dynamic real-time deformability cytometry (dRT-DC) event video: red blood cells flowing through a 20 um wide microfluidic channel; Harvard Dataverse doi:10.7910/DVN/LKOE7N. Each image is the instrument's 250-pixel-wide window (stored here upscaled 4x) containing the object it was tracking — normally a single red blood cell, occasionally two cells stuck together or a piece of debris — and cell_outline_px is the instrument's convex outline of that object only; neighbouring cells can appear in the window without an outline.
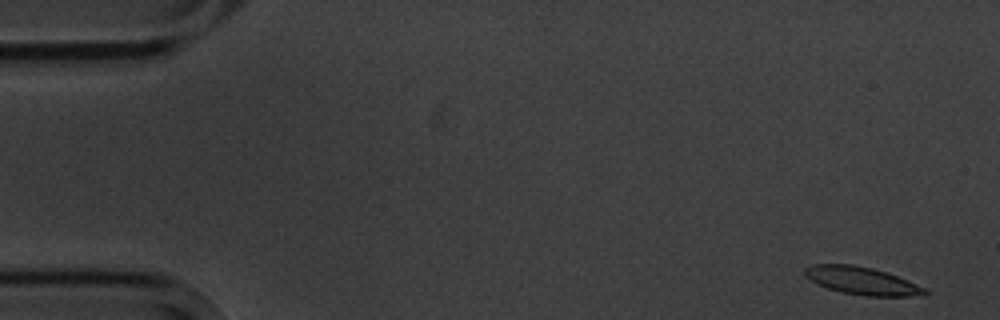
{"species": "common noctule bat (a hibernating species)", "species_latin": "Nyctalus noctula", "temperature_condition": "cold", "stored_images_in_passage": 5, "camera_frame_rate_fps": 3000, "um_per_image_px": 0.085, "animal": {"sex": "male", "body_mass_g": 20.1, "forearm_length_mm": 53.5}, "frame": {"image": 1, "passage_image": 1, "time_ms": 0.0, "image_size_px": [1000, 320], "cell_outline_px": [[928, 292], [908, 296], [864, 296], [840, 292], [816, 284], [804, 276], [804, 268], [812, 264], [852, 264], [872, 268], [908, 280], [924, 288]], "centroid_in_image_um": [73.16, 23.85], "position_along_channel_um": 11.8, "area_um2": 19.19}}
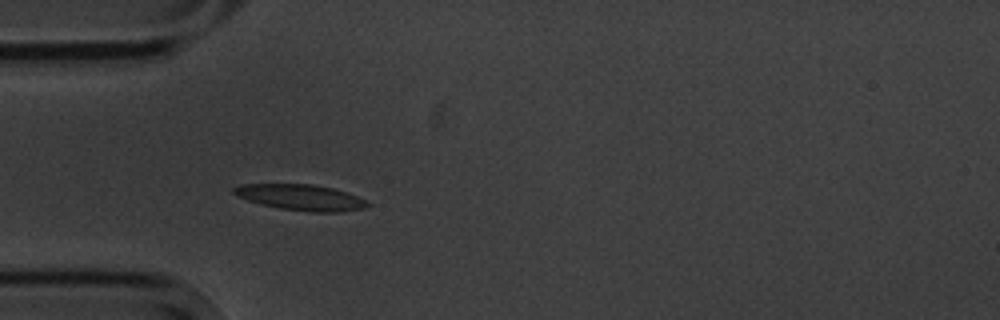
{"frame": {"image": 2, "passage_image": 5, "time_ms": 4.667, "image_size_px": [1000, 320], "cell_outline_px": [[372, 204], [364, 208], [340, 212], [312, 212], [280, 208], [260, 204], [236, 196], [232, 192], [232, 188], [240, 184], [312, 184], [332, 188], [368, 200]], "centroid_in_image_um": [25.56, 16.78], "position_along_channel_um": 59.4, "area_um2": 20.17}}